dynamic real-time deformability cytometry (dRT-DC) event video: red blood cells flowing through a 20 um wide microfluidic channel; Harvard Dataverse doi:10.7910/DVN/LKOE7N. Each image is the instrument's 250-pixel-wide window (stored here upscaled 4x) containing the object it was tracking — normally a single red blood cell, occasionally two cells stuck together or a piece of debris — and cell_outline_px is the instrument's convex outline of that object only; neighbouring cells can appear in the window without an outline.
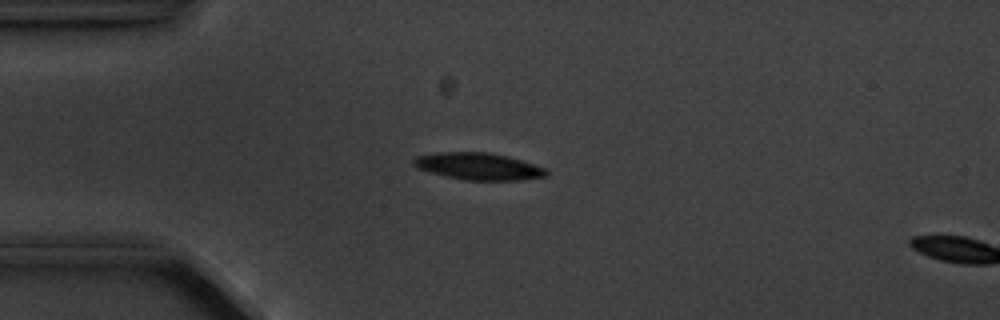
{"species": "common noctule bat (a hibernating species)", "species_latin": "Nyctalus noctula", "temperature_condition": "cold", "stored_images_in_passage": 4, "camera_frame_rate_fps": 3000, "um_per_image_px": 0.085, "animal": {"sex": "male", "body_mass_g": 20.1, "forearm_length_mm": 53.5}, "frame": {"image": 1, "passage_image": 3, "time_ms": 2.333, "image_size_px": [1000, 320], "cell_outline_px": [[548, 176], [520, 180], [464, 180], [416, 168], [412, 164], [412, 160], [416, 156], [440, 152], [488, 152], [520, 160], [548, 168]], "centroid_in_image_um": [40.68, 14.14], "position_along_channel_um": 44.3, "area_um2": 20.75}}